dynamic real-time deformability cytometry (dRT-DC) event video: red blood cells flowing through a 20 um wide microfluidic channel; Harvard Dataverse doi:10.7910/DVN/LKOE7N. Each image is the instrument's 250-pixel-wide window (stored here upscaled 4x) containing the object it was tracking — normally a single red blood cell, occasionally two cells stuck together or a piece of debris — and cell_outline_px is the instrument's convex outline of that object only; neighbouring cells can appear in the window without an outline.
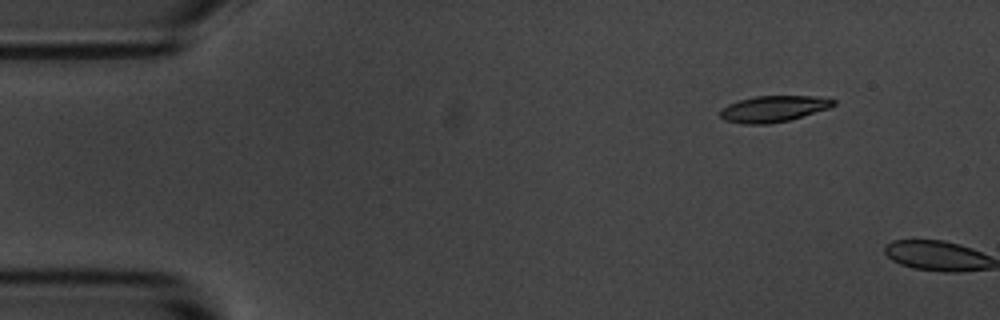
{"species": "common noctule bat (a hibernating species)", "species_latin": "Nyctalus noctula", "temperature_condition": "room temperature", "stored_images_in_passage": 2, "camera_frame_rate_fps": 3000, "um_per_image_px": 0.085, "animal": {"sex": "male", "body_mass_g": 20.1, "forearm_length_mm": 53.5}, "frame": {"image": 1, "passage_image": 1, "time_ms": 0.0, "image_size_px": [1000, 320], "cell_outline_px": [[836, 104], [828, 108], [788, 120], [768, 124], [744, 124], [724, 120], [720, 116], [720, 108], [728, 104], [740, 100], [756, 96], [816, 96], [836, 100]], "centroid_in_image_um": [65.71, 9.24], "position_along_channel_um": 19.3, "area_um2": 17.17}}